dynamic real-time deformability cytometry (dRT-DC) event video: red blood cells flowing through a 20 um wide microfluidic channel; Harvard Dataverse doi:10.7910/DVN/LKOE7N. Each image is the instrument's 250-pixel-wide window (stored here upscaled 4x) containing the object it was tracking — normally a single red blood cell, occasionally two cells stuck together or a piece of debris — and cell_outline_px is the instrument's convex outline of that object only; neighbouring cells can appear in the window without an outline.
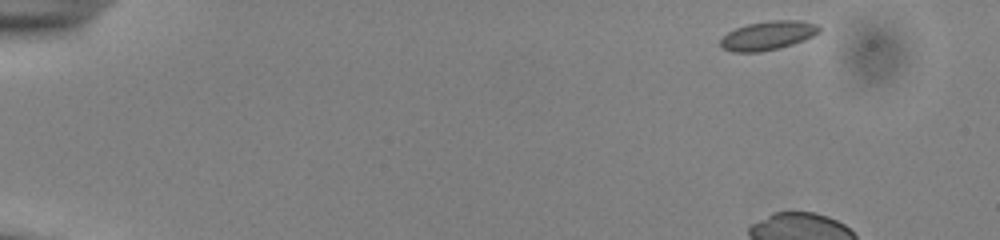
{"species": "common noctule bat (a hibernating species)", "species_latin": "Nyctalus noctula", "temperature_condition": "cold", "stored_images_in_passage": 9, "camera_frame_rate_fps": 3000, "um_per_image_px": 0.085, "animal": {"sex": "male", "body_mass_g": 13.0, "forearm_length_mm": 53.1}, "frame": {"image": 1, "passage_image": 1, "time_ms": 0.0, "image_size_px": [1000, 240], "cell_outline_px": [[820, 32], [812, 36], [792, 44], [760, 52], [732, 52], [724, 48], [720, 44], [720, 40], [728, 32], [736, 28], [748, 24], [768, 20], [800, 20], [816, 24], [820, 28]], "centroid_in_image_um": [65.26, 3.01], "position_along_channel_um": 19.7, "area_um2": 16.42}}